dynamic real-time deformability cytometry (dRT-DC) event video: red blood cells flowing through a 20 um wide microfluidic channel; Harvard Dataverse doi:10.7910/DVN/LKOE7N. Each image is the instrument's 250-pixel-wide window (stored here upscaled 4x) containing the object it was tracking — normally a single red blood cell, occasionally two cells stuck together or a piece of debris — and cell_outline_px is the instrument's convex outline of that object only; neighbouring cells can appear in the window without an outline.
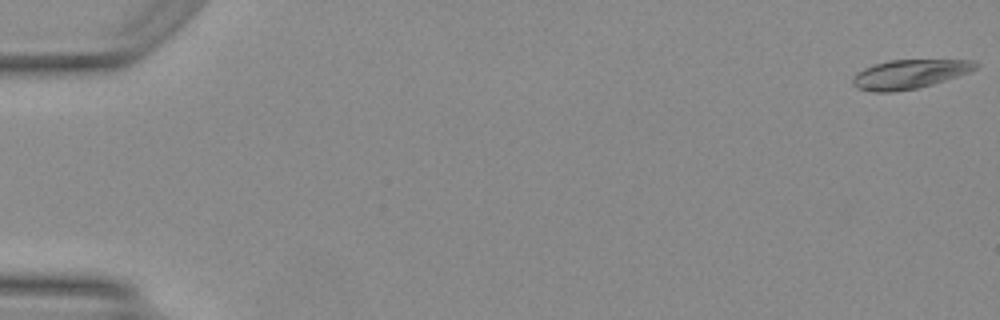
{"species": "Egyptian fruit bat (a non-hibernating species)", "species_latin": "Rousettus aegyptiacus", "temperature_condition": "warm", "stored_images_in_passage": 5, "camera_frame_rate_fps": 3000, "um_per_image_px": 0.085, "animal": {"sex": "female"}, "frame": {"image": 1, "passage_image": 1, "time_ms": 0.0, "image_size_px": [1000, 320], "cell_outline_px": [[980, 64], [976, 68], [968, 72], [920, 88], [892, 92], [876, 92], [856, 88], [852, 84], [852, 76], [856, 72], [864, 68], [888, 60], [972, 60]], "centroid_in_image_um": [77.26, 6.3], "position_along_channel_um": 7.7, "area_um2": 20.75}}